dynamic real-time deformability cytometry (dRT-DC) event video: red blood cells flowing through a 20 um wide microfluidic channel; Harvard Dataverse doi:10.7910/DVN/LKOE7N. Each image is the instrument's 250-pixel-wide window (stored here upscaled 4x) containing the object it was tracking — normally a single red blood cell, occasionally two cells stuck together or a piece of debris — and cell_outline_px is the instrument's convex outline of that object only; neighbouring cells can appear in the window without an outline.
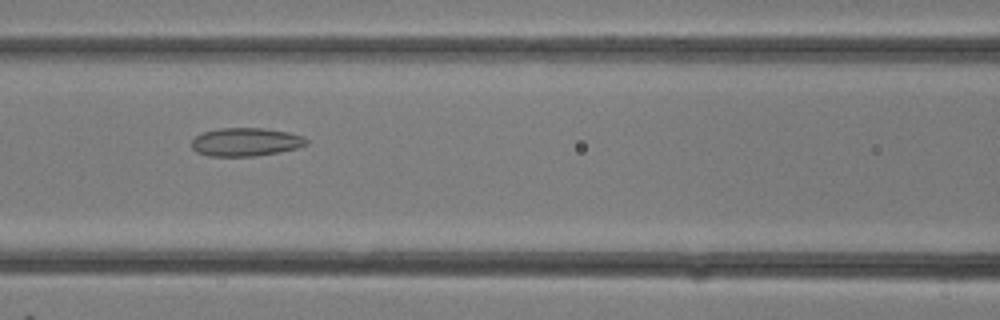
{"species": "common noctule bat (a hibernating species)", "species_latin": "Nyctalus noctula", "temperature_condition": "room temperature", "stored_images_in_passage": 32, "camera_frame_rate_fps": 3000, "um_per_image_px": 0.085, "animal": {"sex": "female"}, "frame": {"image": 1, "passage_image": 14, "time_ms": 4.333, "image_size_px": [1000, 320], "cell_outline_px": [[308, 144], [296, 148], [256, 156], [208, 156], [196, 152], [192, 148], [192, 140], [196, 136], [204, 132], [220, 128], [264, 128], [288, 132], [304, 136], [308, 140]], "centroid_in_image_um": [20.89, 12.06], "position_along_channel_um": 145.7, "area_um2": 18.9}}
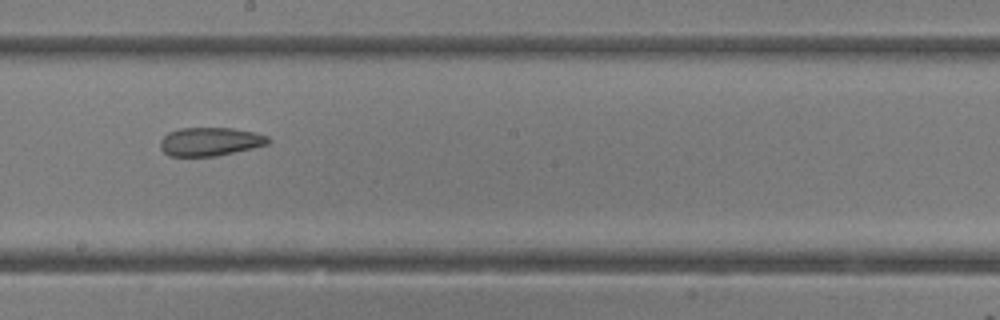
{"frame": {"image": 2, "passage_image": 18, "time_ms": 5.667, "image_size_px": [1000, 320], "cell_outline_px": [[272, 140], [268, 144], [252, 148], [216, 156], [168, 156], [160, 148], [160, 140], [168, 132], [180, 128], [232, 128], [252, 132], [268, 136]], "centroid_in_image_um": [17.84, 12.04], "position_along_channel_um": 230.4, "area_um2": 17.92}}
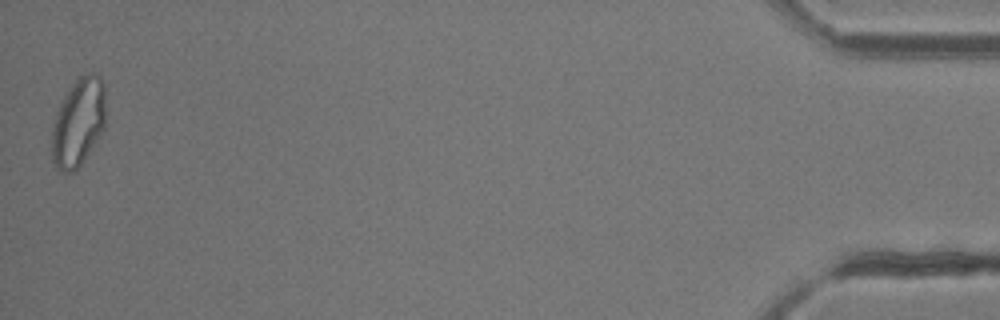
{"frame": {"image": 3, "passage_image": 32, "time_ms": 10.333, "image_size_px": [1000, 320], "cell_outline_px": [[104, 128], [84, 160], [76, 172], [64, 172], [56, 168], [52, 164], [52, 132], [56, 112], [64, 96], [76, 76], [92, 72], [96, 72], [100, 76], [104, 84]], "centroid_in_image_um": [6.65, 10.38], "position_along_channel_um": 428.6, "area_um2": 27.86}}